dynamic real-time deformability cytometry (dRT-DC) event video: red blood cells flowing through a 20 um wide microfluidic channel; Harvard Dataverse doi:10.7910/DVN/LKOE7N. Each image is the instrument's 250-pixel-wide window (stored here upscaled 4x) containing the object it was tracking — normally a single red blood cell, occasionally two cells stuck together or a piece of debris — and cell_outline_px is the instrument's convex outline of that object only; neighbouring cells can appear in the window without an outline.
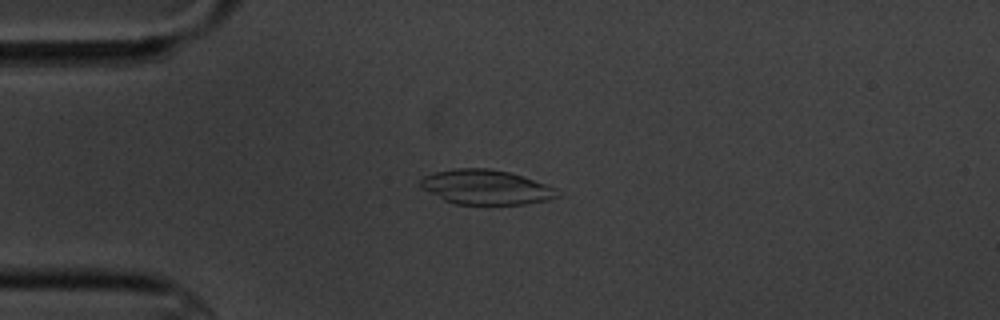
{"species": "common noctule bat (a hibernating species)", "species_latin": "Nyctalus noctula", "temperature_condition": "cold", "stored_images_in_passage": 6, "camera_frame_rate_fps": 3000, "um_per_image_px": 0.085, "animal": {"sex": "male", "body_mass_g": 20.1, "forearm_length_mm": 53.5}, "frame": {"image": 1, "passage_image": 3, "time_ms": 2.333, "image_size_px": [1000, 320], "cell_outline_px": [[560, 196], [548, 200], [528, 204], [456, 204], [444, 200], [420, 188], [420, 180], [424, 176], [432, 172], [456, 168], [488, 168], [508, 172], [556, 188]], "centroid_in_image_um": [41.26, 15.91], "position_along_channel_um": 43.7, "area_um2": 27.57}}
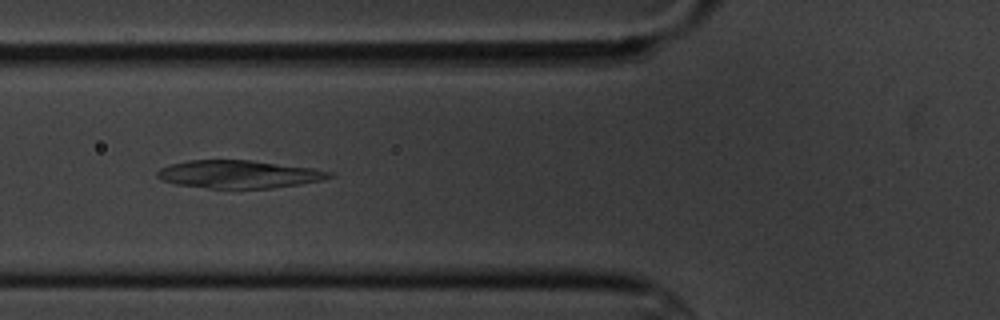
{"frame": {"image": 2, "passage_image": 5, "time_ms": 4.667, "image_size_px": [1000, 320], "cell_outline_px": [[336, 176], [324, 180], [300, 184], [272, 188], [208, 188], [176, 184], [160, 180], [156, 176], [156, 172], [160, 168], [172, 164], [188, 160], [252, 160], [312, 168], [332, 172]], "centroid_in_image_um": [20.31, 14.81], "position_along_channel_um": 105.5, "area_um2": 28.03}}
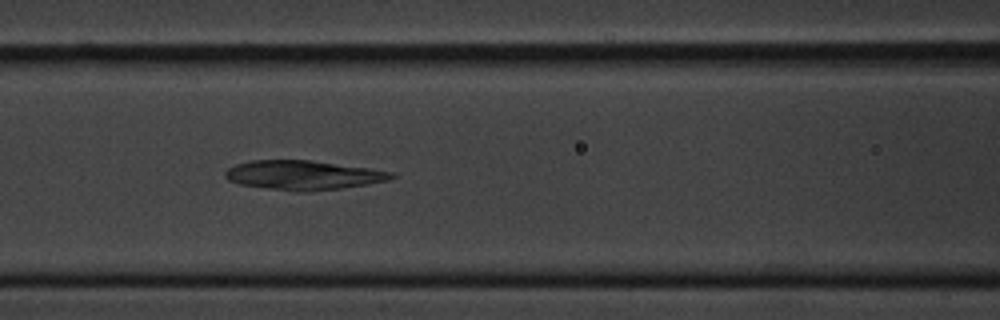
{"frame": {"image": 3, "passage_image": 6, "time_ms": 5.667, "image_size_px": [1000, 320], "cell_outline_px": [[396, 176], [388, 180], [368, 184], [340, 188], [308, 192], [296, 192], [240, 184], [228, 180], [224, 176], [224, 172], [228, 168], [236, 164], [252, 160], [308, 160], [368, 168], [392, 172]], "centroid_in_image_um": [25.74, 14.89], "position_along_channel_um": 140.9, "area_um2": 28.21}}